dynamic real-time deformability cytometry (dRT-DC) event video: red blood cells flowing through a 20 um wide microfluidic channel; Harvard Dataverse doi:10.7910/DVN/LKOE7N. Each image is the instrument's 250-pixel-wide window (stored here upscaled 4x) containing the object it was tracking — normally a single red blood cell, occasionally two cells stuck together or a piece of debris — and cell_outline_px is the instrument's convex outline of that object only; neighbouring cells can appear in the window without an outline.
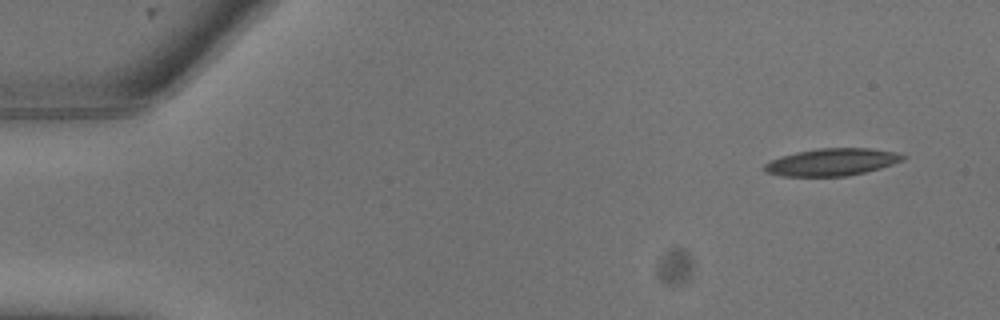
{"species": "common noctule bat (a hibernating species)", "species_latin": "Nyctalus noctula", "temperature_condition": "warm", "stored_images_in_passage": 8, "camera_frame_rate_fps": 3000, "um_per_image_px": 0.085, "animal": {"sex": "male", "body_mass_g": 13.3}, "frame": {"image": 1, "passage_image": 1, "time_ms": 0.0, "image_size_px": [1000, 320], "cell_outline_px": [[908, 156], [904, 160], [880, 168], [848, 176], [780, 176], [764, 172], [764, 164], [772, 160], [796, 152], [820, 148], [868, 148], [896, 152]], "centroid_in_image_um": [70.73, 13.78], "position_along_channel_um": 14.3, "area_um2": 21.91}}
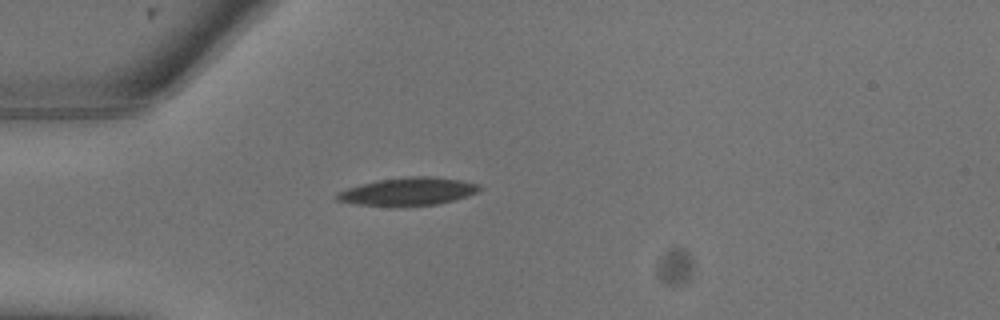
{"frame": {"image": 2, "passage_image": 6, "time_ms": 1.667, "image_size_px": [1000, 320], "cell_outline_px": [[480, 192], [468, 196], [436, 204], [404, 208], [400, 208], [356, 204], [336, 200], [332, 196], [336, 192], [360, 184], [380, 180], [412, 176], [428, 176], [460, 180], [480, 184]], "centroid_in_image_um": [34.65, 16.31], "position_along_channel_um": 50.4, "area_um2": 23.64}}
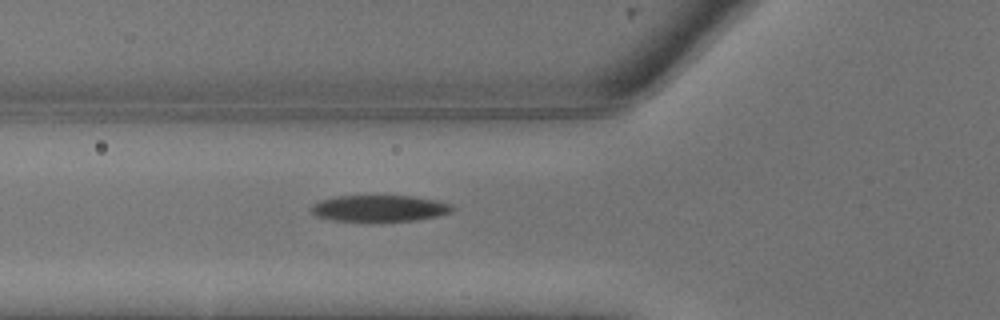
{"frame": {"image": 3, "passage_image": 8, "time_ms": 2.333, "image_size_px": [1000, 320], "cell_outline_px": [[456, 208], [452, 212], [440, 216], [416, 220], [332, 220], [316, 216], [312, 212], [312, 204], [320, 200], [336, 196], [412, 196], [436, 200], [452, 204]], "centroid_in_image_um": [32.31, 17.69], "position_along_channel_um": 93.5, "area_um2": 21.5}}